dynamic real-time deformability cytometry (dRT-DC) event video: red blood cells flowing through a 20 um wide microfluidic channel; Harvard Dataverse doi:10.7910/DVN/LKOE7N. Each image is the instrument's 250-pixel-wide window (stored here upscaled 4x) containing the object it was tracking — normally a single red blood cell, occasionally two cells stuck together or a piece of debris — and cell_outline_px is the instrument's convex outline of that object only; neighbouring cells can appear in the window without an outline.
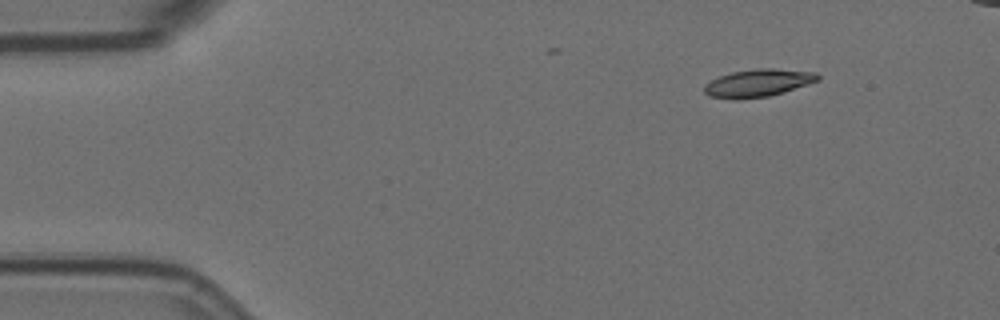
{"species": "Egyptian fruit bat (a non-hibernating species)", "species_latin": "Rousettus aegyptiacus", "temperature_condition": "room temperature", "stored_images_in_passage": 6, "camera_frame_rate_fps": 3000, "um_per_image_px": 0.085, "animal": {"sex": "female"}, "frame": {"image": 1, "passage_image": 1, "time_ms": 0.0, "image_size_px": [1000, 320], "cell_outline_px": [[820, 80], [784, 92], [768, 96], [708, 96], [704, 92], [704, 84], [720, 76], [732, 72], [756, 68], [772, 68], [816, 72], [820, 76]], "centroid_in_image_um": [64.52, 7.0], "position_along_channel_um": 20.5, "area_um2": 17.51}}